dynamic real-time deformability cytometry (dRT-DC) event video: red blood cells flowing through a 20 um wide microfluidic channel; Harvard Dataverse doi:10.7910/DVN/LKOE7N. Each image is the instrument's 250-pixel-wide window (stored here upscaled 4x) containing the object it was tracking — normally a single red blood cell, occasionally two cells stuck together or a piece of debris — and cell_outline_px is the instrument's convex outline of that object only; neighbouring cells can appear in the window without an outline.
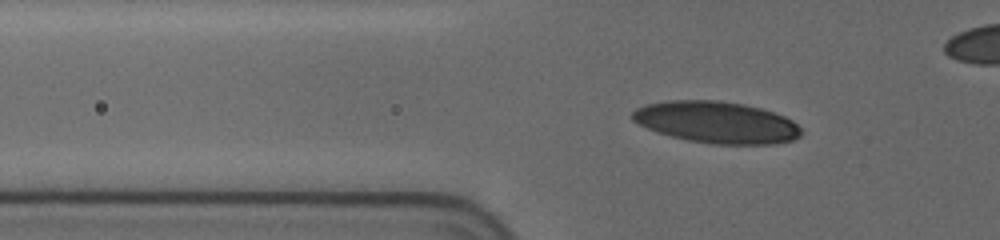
{"species": "human", "species_latin": "Homo sapiens", "temperature_condition": "cold", "stored_images_in_passage": 36, "camera_frame_rate_fps": 3000, "um_per_image_px": 0.085, "donor": {"sex": "female"}, "frame": {"image": 1, "passage_image": 4, "time_ms": 1.0, "image_size_px": [1000, 240], "cell_outline_px": [[800, 136], [792, 140], [772, 144], [712, 144], [688, 140], [656, 132], [632, 120], [632, 112], [636, 108], [648, 104], [668, 100], [716, 100], [744, 104], [776, 112], [792, 120], [800, 128]], "centroid_in_image_um": [60.91, 10.39], "position_along_channel_um": 64.9, "area_um2": 40.86}}
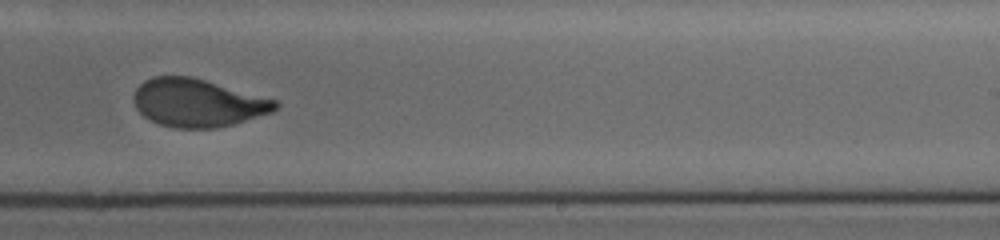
{"frame": {"image": 2, "passage_image": 22, "time_ms": 7.0, "image_size_px": [1000, 240], "cell_outline_px": [[280, 104], [272, 112], [232, 124], [216, 128], [176, 128], [160, 124], [144, 116], [136, 108], [132, 96], [136, 88], [144, 80], [152, 76], [192, 76], [276, 100]], "centroid_in_image_um": [16.77, 8.73], "position_along_channel_um": 272.2, "area_um2": 39.42}}
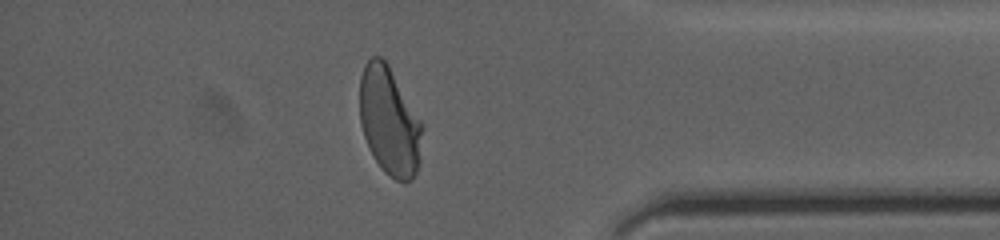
{"frame": {"image": 3, "passage_image": 34, "time_ms": 11.0, "image_size_px": [1000, 240], "cell_outline_px": [[420, 160], [416, 172], [412, 180], [404, 184], [388, 176], [380, 168], [364, 136], [360, 124], [360, 76], [364, 64], [372, 56], [380, 56], [388, 64], [420, 120]], "centroid_in_image_um": [33.07, 10.32], "position_along_channel_um": 402.1, "area_um2": 39.02}}